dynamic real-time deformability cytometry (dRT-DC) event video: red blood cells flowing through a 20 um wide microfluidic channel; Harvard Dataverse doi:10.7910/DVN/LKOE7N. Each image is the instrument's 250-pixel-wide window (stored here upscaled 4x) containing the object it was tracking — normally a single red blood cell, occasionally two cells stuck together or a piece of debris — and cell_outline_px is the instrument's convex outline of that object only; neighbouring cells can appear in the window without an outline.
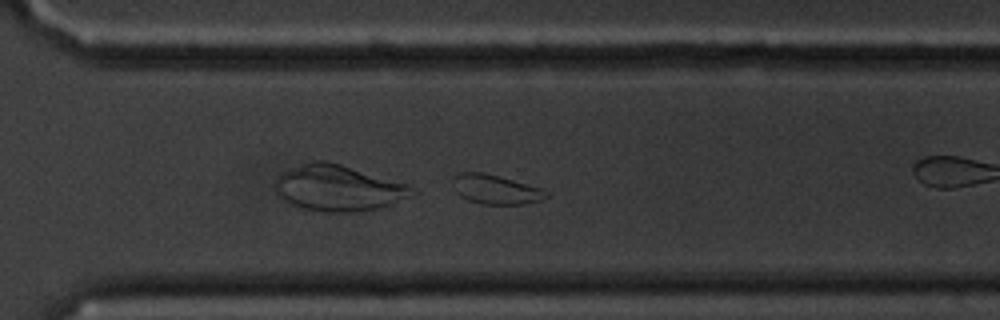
{"species": "common noctule bat (a hibernating species)", "species_latin": "Nyctalus noctula", "temperature_condition": "cold", "stored_images_in_passage": 44, "camera_frame_rate_fps": 3000, "um_per_image_px": 0.085, "animal": {"sex": "male", "body_mass_g": 20.1, "forearm_length_mm": 53.5}, "frame": {"image": 1, "passage_image": 32, "time_ms": 10.333, "image_size_px": [1000, 320], "cell_outline_px": [[548, 196], [540, 200], [520, 204], [480, 204], [468, 200], [460, 196], [456, 192], [452, 180], [452, 176], [460, 172], [484, 172], [540, 188], [548, 192]], "centroid_in_image_um": [42.06, 16.09], "position_along_channel_um": 328.5, "area_um2": 15.84}}